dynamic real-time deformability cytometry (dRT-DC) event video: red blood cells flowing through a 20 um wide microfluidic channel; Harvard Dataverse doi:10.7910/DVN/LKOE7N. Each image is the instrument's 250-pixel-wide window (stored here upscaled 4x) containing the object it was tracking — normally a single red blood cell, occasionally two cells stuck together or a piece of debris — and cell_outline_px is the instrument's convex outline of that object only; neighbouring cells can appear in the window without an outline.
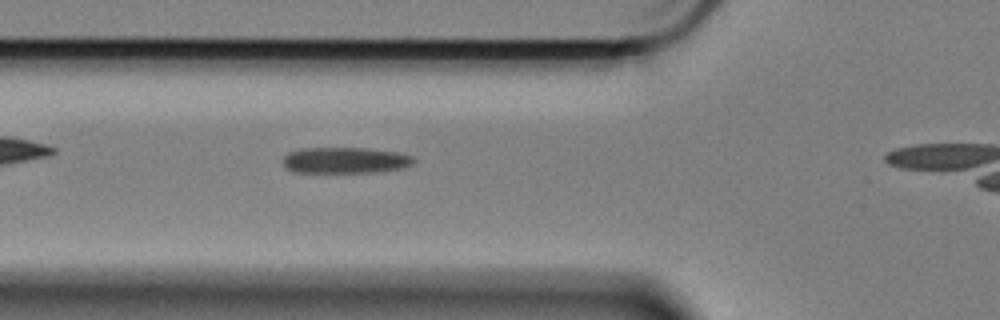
{"species": "Egyptian fruit bat (a non-hibernating species)", "species_latin": "Rousettus aegyptiacus", "temperature_condition": "cold", "stored_images_in_passage": 29, "camera_frame_rate_fps": 3000, "um_per_image_px": 0.085, "animal": {"sex": "female"}, "frame": {"image": 1, "passage_image": 4, "time_ms": 1.0, "image_size_px": [1000, 320], "cell_outline_px": [[416, 160], [412, 164], [400, 168], [376, 172], [292, 172], [284, 164], [284, 156], [288, 152], [300, 148], [368, 148], [396, 152], [412, 156]], "centroid_in_image_um": [29.33, 13.61], "position_along_channel_um": 96.5, "area_um2": 19.77}}
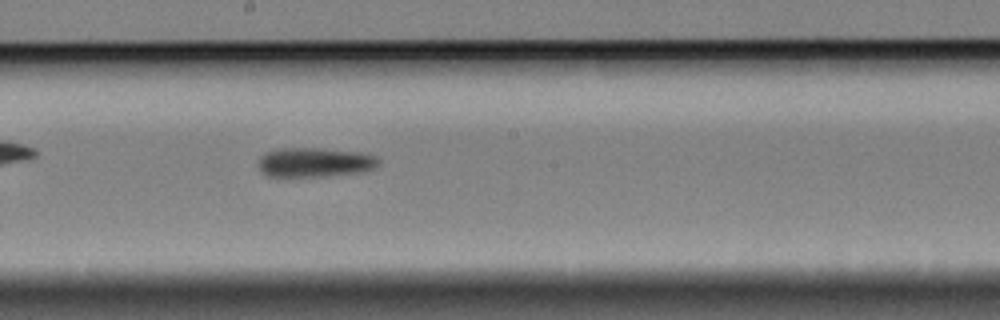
{"frame": {"image": 2, "passage_image": 15, "time_ms": 4.667, "image_size_px": [1000, 320], "cell_outline_px": [[380, 164], [364, 172], [328, 176], [268, 176], [260, 168], [260, 156], [264, 152], [280, 148], [316, 148], [360, 152], [376, 156], [380, 160]], "centroid_in_image_um": [26.8, 13.79], "position_along_channel_um": 221.4, "area_um2": 20.58}}
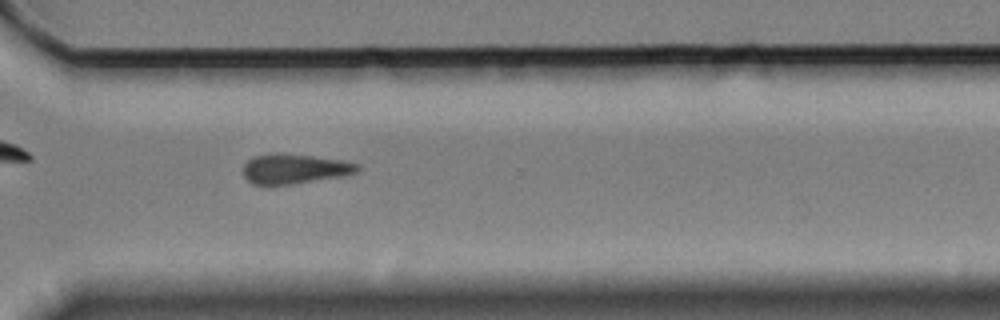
{"frame": {"image": 3, "passage_image": 26, "time_ms": 8.333, "image_size_px": [1000, 320], "cell_outline_px": [[360, 168], [356, 172], [340, 176], [292, 184], [252, 184], [244, 176], [244, 164], [252, 156], [268, 152], [280, 152], [312, 156], [340, 160], [360, 164]], "centroid_in_image_um": [24.99, 14.32], "position_along_channel_um": 345.6, "area_um2": 19.83}}